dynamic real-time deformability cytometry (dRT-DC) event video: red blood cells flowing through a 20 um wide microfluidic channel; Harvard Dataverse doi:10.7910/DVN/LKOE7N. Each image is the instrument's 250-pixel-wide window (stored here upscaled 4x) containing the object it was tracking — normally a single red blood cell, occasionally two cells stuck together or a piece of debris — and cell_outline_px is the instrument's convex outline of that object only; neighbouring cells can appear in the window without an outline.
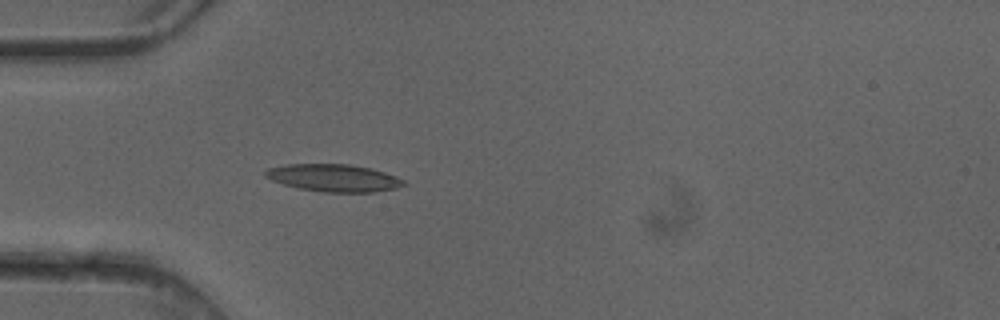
{"species": "common noctule bat (a hibernating species)", "species_latin": "Nyctalus noctula", "temperature_condition": "cold", "stored_images_in_passage": 5, "camera_frame_rate_fps": 3000, "um_per_image_px": 0.085, "animal": {"sex": "female"}, "frame": {"image": 1, "passage_image": 5, "time_ms": 1.333, "image_size_px": [1000, 320], "cell_outline_px": [[408, 184], [396, 188], [372, 192], [324, 192], [300, 188], [284, 184], [272, 180], [264, 176], [264, 172], [268, 168], [288, 164], [348, 164], [372, 168], [396, 176], [404, 180]], "centroid_in_image_um": [28.39, 15.12], "position_along_channel_um": 56.6, "area_um2": 22.02}}